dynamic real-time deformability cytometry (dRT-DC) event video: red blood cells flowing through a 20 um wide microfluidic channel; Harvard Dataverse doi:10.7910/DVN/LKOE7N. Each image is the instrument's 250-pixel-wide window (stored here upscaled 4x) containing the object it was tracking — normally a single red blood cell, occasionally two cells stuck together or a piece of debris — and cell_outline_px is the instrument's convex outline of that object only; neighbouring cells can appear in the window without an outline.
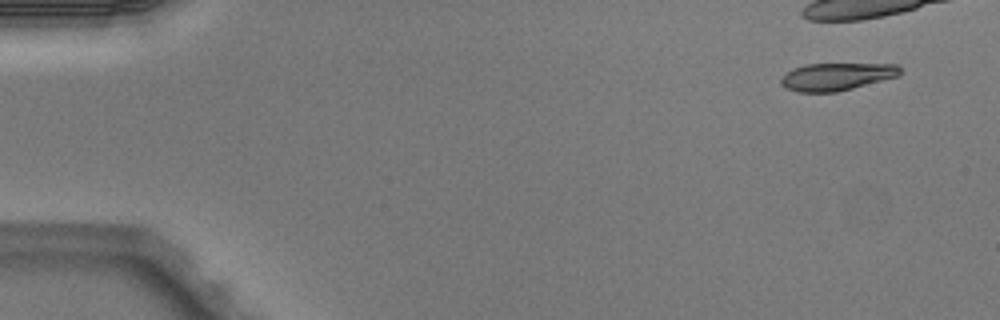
{"species": "Egyptian fruit bat (a non-hibernating species)", "species_latin": "Rousettus aegyptiacus", "temperature_condition": "warm", "stored_images_in_passage": 4, "camera_frame_rate_fps": 3000, "um_per_image_px": 0.085, "animal": {"sex": "male"}, "frame": {"image": 1, "passage_image": 1, "time_ms": 0.0, "image_size_px": [1000, 320], "cell_outline_px": [[900, 72], [896, 76], [852, 88], [836, 92], [796, 92], [784, 88], [780, 84], [780, 80], [792, 68], [804, 64], [896, 64], [900, 68]], "centroid_in_image_um": [71.03, 6.51], "position_along_channel_um": 14.0, "area_um2": 18.9}}